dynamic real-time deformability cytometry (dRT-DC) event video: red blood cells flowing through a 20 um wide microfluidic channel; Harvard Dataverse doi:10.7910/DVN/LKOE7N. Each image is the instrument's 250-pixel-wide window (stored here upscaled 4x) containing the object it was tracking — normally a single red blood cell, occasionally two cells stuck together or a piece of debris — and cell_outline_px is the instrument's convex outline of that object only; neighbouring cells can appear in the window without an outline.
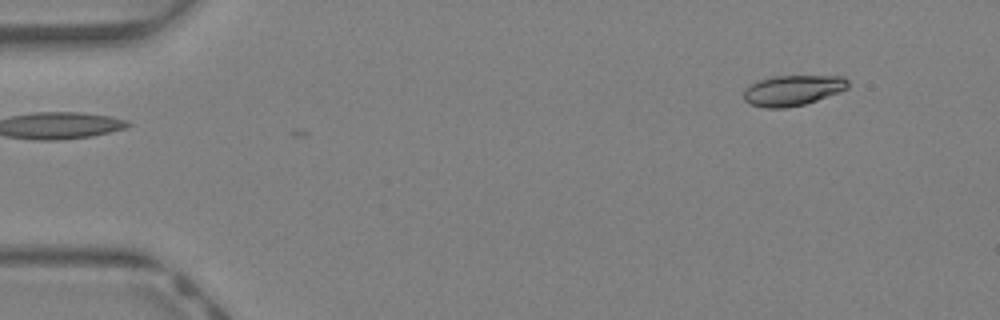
{"species": "Egyptian fruit bat (a non-hibernating species)", "species_latin": "Rousettus aegyptiacus", "temperature_condition": "warm", "stored_images_in_passage": 2, "camera_frame_rate_fps": 3000, "um_per_image_px": 0.085, "animal": {"sex": "female"}, "frame": {"image": 1, "passage_image": 2, "time_ms": 0.333, "image_size_px": [1000, 320], "cell_outline_px": [[848, 88], [840, 92], [804, 104], [784, 108], [764, 108], [748, 104], [744, 100], [744, 88], [748, 84], [756, 80], [772, 76], [844, 76], [848, 80]], "centroid_in_image_um": [67.33, 7.67], "position_along_channel_um": 17.7, "area_um2": 18.79}}